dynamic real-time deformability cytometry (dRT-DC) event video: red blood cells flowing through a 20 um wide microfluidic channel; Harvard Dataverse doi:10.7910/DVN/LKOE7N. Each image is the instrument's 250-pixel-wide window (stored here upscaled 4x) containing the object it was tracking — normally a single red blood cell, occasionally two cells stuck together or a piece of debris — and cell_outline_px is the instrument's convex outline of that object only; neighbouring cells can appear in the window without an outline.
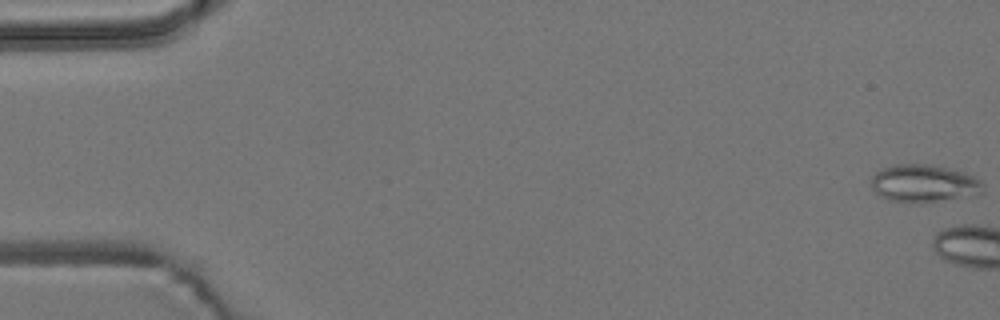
{"species": "common noctule bat (a hibernating species)", "species_latin": "Nyctalus noctula", "temperature_condition": "room temperature", "stored_images_in_passage": 7, "camera_frame_rate_fps": 3000, "um_per_image_px": 0.085, "animal": {"sex": "male", "body_mass_g": 19.2, "forearm_length_mm": 51.8}, "frame": {"image": 1, "passage_image": 1, "time_ms": 0.0, "image_size_px": [1000, 320], "cell_outline_px": [[984, 192], [976, 196], [920, 204], [888, 200], [876, 192], [872, 188], [872, 176], [876, 172], [892, 164], [932, 164], [964, 172], [980, 180], [984, 184]], "centroid_in_image_um": [78.59, 15.61], "position_along_channel_um": 6.4, "area_um2": 25.03}}